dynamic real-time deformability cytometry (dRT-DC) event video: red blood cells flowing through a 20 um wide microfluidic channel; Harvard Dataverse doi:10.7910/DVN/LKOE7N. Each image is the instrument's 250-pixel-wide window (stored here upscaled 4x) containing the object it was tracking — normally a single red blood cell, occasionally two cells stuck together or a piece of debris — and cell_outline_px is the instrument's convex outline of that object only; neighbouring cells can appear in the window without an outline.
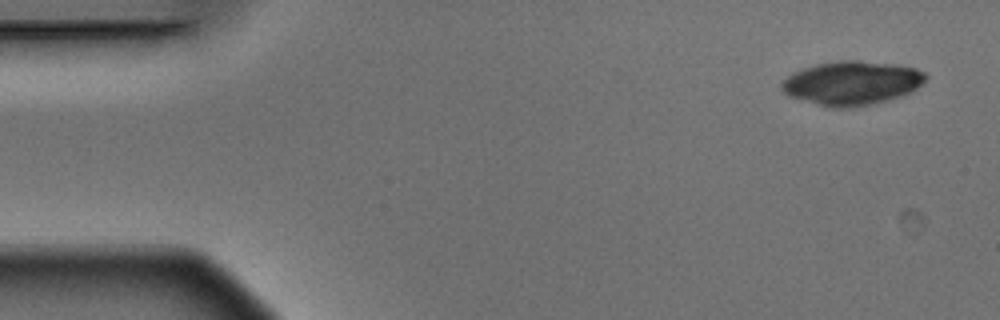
{"species": "Egyptian fruit bat (a non-hibernating species)", "species_latin": "Rousettus aegyptiacus", "temperature_condition": "warm", "stored_images_in_passage": 6, "camera_frame_rate_fps": 3000, "um_per_image_px": 0.085, "animal": {"sex": "male"}, "frame": {"image": 1, "passage_image": 1, "time_ms": 0.0, "image_size_px": [1000, 320], "cell_outline_px": [[928, 76], [912, 92], [904, 96], [872, 104], [852, 108], [832, 108], [800, 100], [788, 96], [780, 88], [780, 84], [792, 72], [816, 64], [840, 60], [856, 60], [892, 64], [916, 68], [924, 72]], "centroid_in_image_um": [72.39, 7.07], "position_along_channel_um": 12.6, "area_um2": 37.05}}
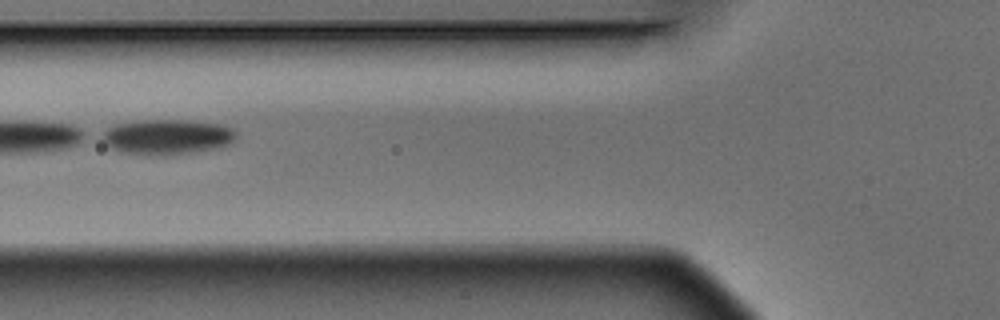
{"frame": {"image": 2, "passage_image": 6, "time_ms": 1.667, "image_size_px": [1000, 320], "cell_outline_px": [[236, 136], [228, 144], [220, 148], [172, 156], [160, 156], [124, 152], [112, 148], [104, 144], [96, 136], [100, 132], [116, 124], [140, 120], [180, 120], [220, 124], [236, 132]], "centroid_in_image_um": [14.12, 11.65], "position_along_channel_um": 111.7, "area_um2": 27.8}}